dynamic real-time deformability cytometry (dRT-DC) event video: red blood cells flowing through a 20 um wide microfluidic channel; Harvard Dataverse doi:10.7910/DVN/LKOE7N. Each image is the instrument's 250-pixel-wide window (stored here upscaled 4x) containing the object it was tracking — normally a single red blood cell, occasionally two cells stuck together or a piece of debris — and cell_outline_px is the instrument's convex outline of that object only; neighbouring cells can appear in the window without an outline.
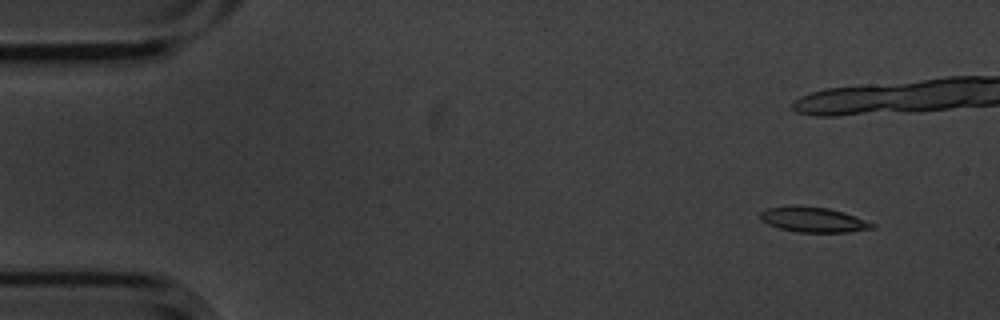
{"species": "common noctule bat (a hibernating species)", "species_latin": "Nyctalus noctula", "temperature_condition": "cold", "stored_images_in_passage": 10, "camera_frame_rate_fps": 3000, "um_per_image_px": 0.085, "animal": {"sex": "male", "body_mass_g": 20.1, "forearm_length_mm": 53.5}, "frame": {"image": 1, "passage_image": 2, "time_ms": 0.333, "image_size_px": [1000, 320], "cell_outline_px": [[876, 228], [848, 232], [796, 232], [780, 228], [768, 224], [760, 216], [760, 212], [764, 208], [796, 204], [800, 204], [828, 208], [844, 212], [876, 224]], "centroid_in_image_um": [69.13, 18.65], "position_along_channel_um": 15.9, "area_um2": 16.65}}
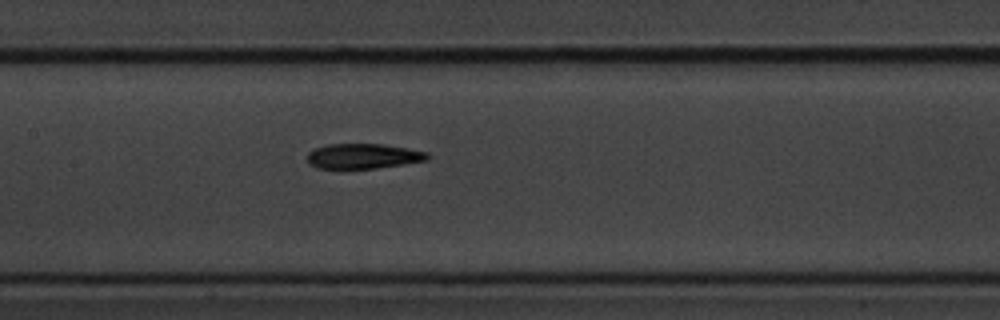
{"frame": {"image": 2, "passage_image": 10, "time_ms": 3.0, "image_size_px": [1000, 320], "cell_outline_px": [[432, 156], [428, 160], [404, 164], [376, 168], [316, 168], [308, 164], [308, 152], [312, 148], [324, 144], [384, 144], [428, 152]], "centroid_in_image_um": [30.86, 13.26], "position_along_channel_um": 176.5, "area_um2": 17.74}}